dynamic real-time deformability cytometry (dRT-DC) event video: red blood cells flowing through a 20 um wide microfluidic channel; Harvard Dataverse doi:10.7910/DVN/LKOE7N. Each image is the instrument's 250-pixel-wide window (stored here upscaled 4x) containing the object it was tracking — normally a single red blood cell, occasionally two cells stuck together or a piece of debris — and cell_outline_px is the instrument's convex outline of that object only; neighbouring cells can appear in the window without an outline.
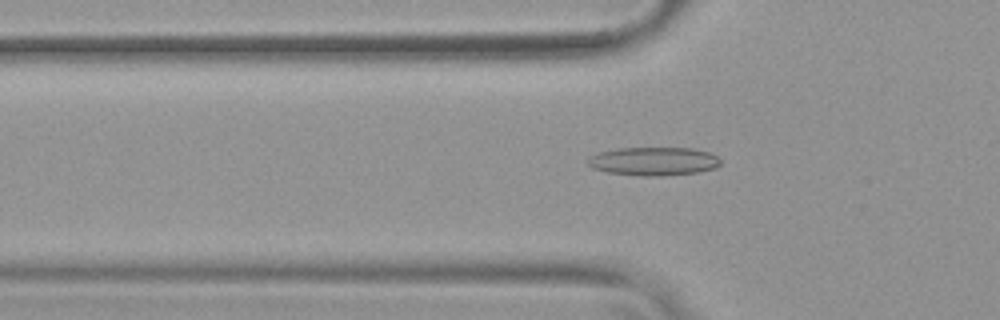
{"species": "common noctule bat (a hibernating species)", "species_latin": "Nyctalus noctula", "temperature_condition": "warm", "stored_images_in_passage": 53, "camera_frame_rate_fps": 3000, "um_per_image_px": 0.085, "animal": {"sex": "female", "body_mass_g": 19.9}, "frame": {"image": 1, "passage_image": 18, "time_ms": 5.667, "image_size_px": [1000, 320], "cell_outline_px": [[720, 164], [716, 168], [696, 172], [664, 176], [640, 176], [608, 172], [592, 168], [584, 160], [588, 156], [600, 152], [616, 148], [692, 148], [708, 152], [716, 156], [720, 160]], "centroid_in_image_um": [55.51, 13.71], "position_along_channel_um": 70.3, "area_um2": 22.14}}
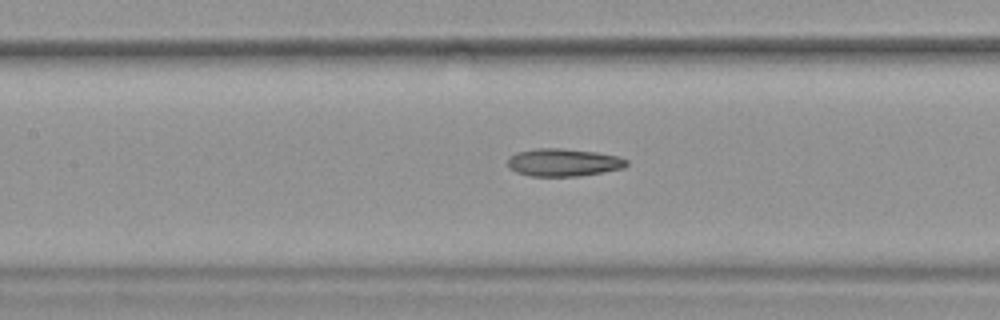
{"frame": {"image": 2, "passage_image": 25, "time_ms": 8.0, "image_size_px": [1000, 320], "cell_outline_px": [[628, 164], [624, 168], [604, 172], [580, 176], [528, 176], [516, 172], [508, 168], [508, 156], [516, 152], [536, 148], [560, 148], [596, 152], [620, 156], [628, 160]], "centroid_in_image_um": [47.88, 13.81], "position_along_channel_um": 159.5, "area_um2": 19.48}}
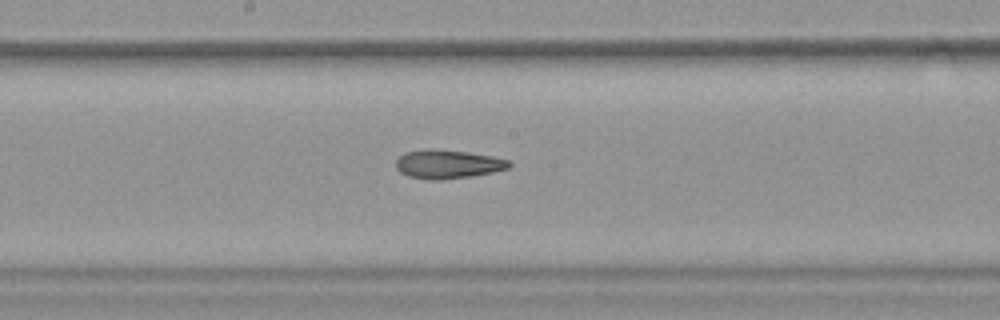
{"frame": {"image": 3, "passage_image": 29, "time_ms": 9.333, "image_size_px": [1000, 320], "cell_outline_px": [[512, 164], [508, 168], [492, 172], [472, 176], [440, 180], [428, 180], [408, 176], [400, 172], [396, 168], [396, 160], [404, 152], [424, 148], [436, 148], [468, 152], [492, 156], [508, 160]], "centroid_in_image_um": [38.02, 13.94], "position_along_channel_um": 210.2, "area_um2": 19.19}, "authors_computed_cell_mechanics": {"area_um2": 20.3456, "velocity_mm_per_s": 3.8239, "shape_relaxation_time_tau1_ms": null, "shape_relaxation_time_tau2_ms": 6.1438, "deformation_change_tau1": null, "deformation_change_tau2": 0.1701}}